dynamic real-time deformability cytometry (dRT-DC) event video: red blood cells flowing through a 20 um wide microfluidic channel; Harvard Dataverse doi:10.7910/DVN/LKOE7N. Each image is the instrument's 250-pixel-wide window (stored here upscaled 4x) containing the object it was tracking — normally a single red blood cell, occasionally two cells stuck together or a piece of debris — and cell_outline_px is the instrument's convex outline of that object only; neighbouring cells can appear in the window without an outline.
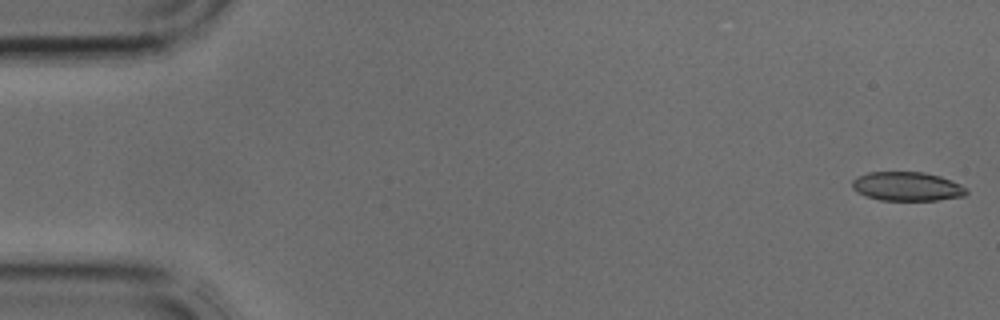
{"species": "common noctule bat (a hibernating species)", "species_latin": "Nyctalus noctula", "temperature_condition": "cold", "stored_images_in_passage": 40, "camera_frame_rate_fps": 3000, "um_per_image_px": 0.085, "animal": {"sex": "male", "body_mass_g": 17.9, "forearm_length_mm": 54.2}, "frame": {"image": 1, "passage_image": 1, "time_ms": 0.0, "image_size_px": [1000, 320], "cell_outline_px": [[968, 192], [964, 196], [940, 200], [880, 200], [856, 192], [852, 188], [852, 180], [868, 172], [924, 172], [940, 176], [952, 180], [968, 188]], "centroid_in_image_um": [77.14, 15.84], "position_along_channel_um": 7.9, "area_um2": 19.36}}
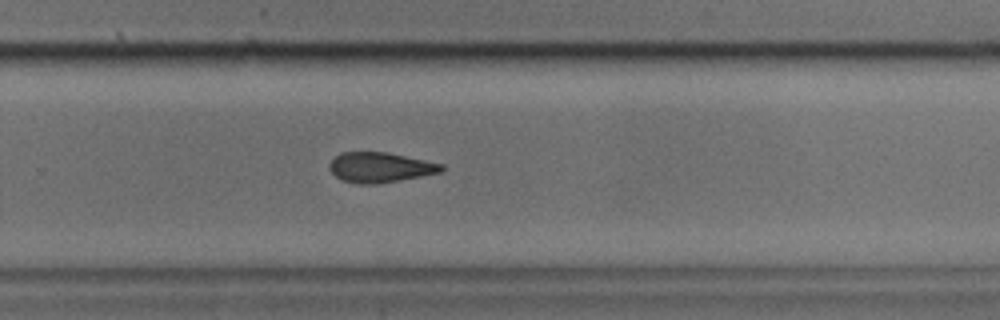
{"frame": {"image": 2, "passage_image": 26, "time_ms": 8.333, "image_size_px": [1000, 320], "cell_outline_px": [[444, 168], [440, 172], [400, 180], [376, 184], [360, 184], [340, 180], [328, 168], [328, 164], [340, 152], [388, 152], [444, 164]], "centroid_in_image_um": [32.29, 14.22], "position_along_channel_um": 297.5, "area_um2": 19.65}}
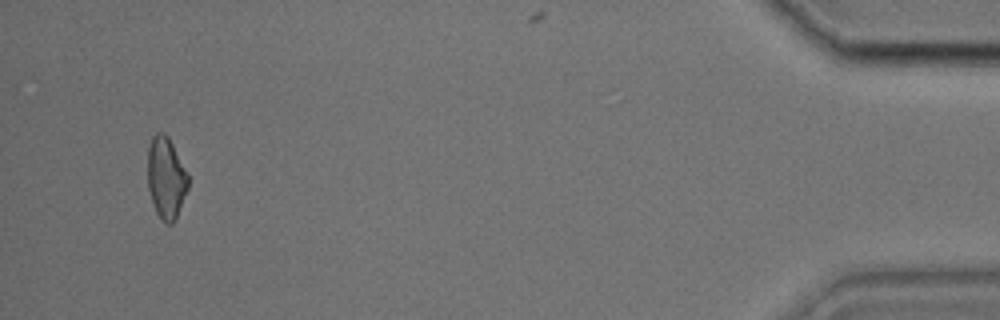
{"frame": {"image": 3, "passage_image": 38, "time_ms": 12.333, "image_size_px": [1000, 320], "cell_outline_px": [[188, 188], [176, 220], [172, 224], [168, 224], [156, 212], [148, 188], [148, 148], [152, 136], [156, 132], [164, 132], [168, 136], [188, 176]], "centroid_in_image_um": [14.11, 15.11], "position_along_channel_um": 421.1, "area_um2": 19.02}}